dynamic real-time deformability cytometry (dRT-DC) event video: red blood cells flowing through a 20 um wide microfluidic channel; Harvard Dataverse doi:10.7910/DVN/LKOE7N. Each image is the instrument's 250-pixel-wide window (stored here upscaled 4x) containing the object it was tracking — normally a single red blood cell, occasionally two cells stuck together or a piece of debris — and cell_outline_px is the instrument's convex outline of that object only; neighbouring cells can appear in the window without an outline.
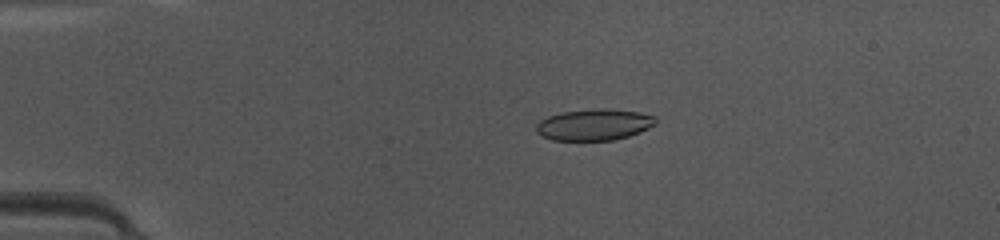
{"species": "common noctule bat (a hibernating species)", "species_latin": "Nyctalus noctula", "temperature_condition": "warm", "stored_images_in_passage": 48, "camera_frame_rate_fps": 3000, "um_per_image_px": 0.085, "animal": {"sex": "female", "body_mass_g": 10.0, "forearm_length_mm": 53.1}, "frame": {"image": 1, "passage_image": 11, "time_ms": 3.333, "image_size_px": [1000, 240], "cell_outline_px": [[656, 124], [640, 132], [628, 136], [612, 140], [552, 140], [536, 132], [536, 124], [540, 120], [548, 116], [564, 112], [596, 108], [604, 108], [640, 112], [656, 116]], "centroid_in_image_um": [50.52, 10.59], "position_along_channel_um": 34.5, "area_um2": 21.79}}
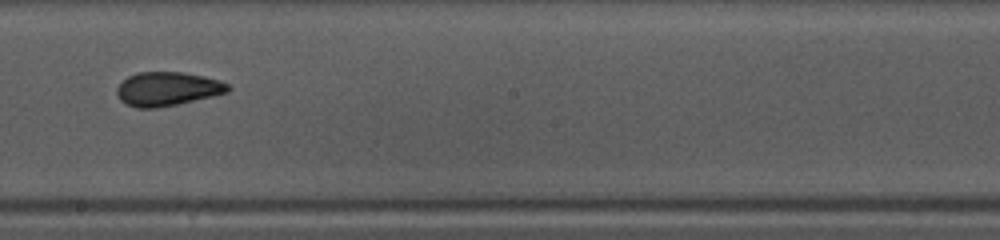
{"frame": {"image": 2, "passage_image": 28, "time_ms": 9.0, "image_size_px": [1000, 240], "cell_outline_px": [[232, 88], [228, 92], [212, 96], [176, 104], [156, 108], [136, 108], [120, 100], [116, 92], [116, 88], [128, 76], [136, 72], [184, 72], [204, 76], [220, 80], [228, 84]], "centroid_in_image_um": [14.23, 7.54], "position_along_channel_um": 234.0, "area_um2": 21.91}}
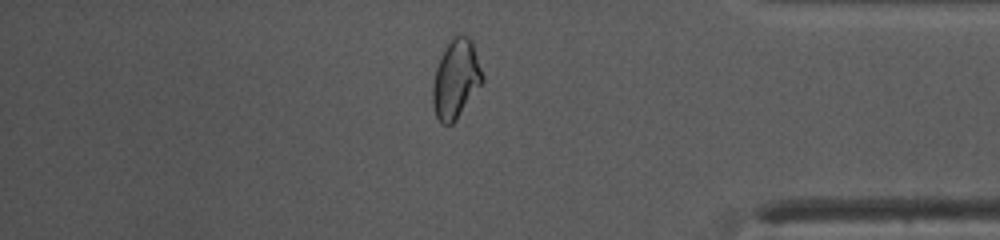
{"frame": {"image": 3, "passage_image": 41, "time_ms": 13.333, "image_size_px": [1000, 240], "cell_outline_px": [[484, 80], [456, 120], [452, 124], [440, 124], [436, 116], [432, 104], [432, 84], [436, 68], [448, 44], [456, 36], [468, 36], [472, 40], [484, 76]], "centroid_in_image_um": [38.75, 6.76], "position_along_channel_um": 396.4, "area_um2": 22.54}, "authors_computed_cell_mechanics": {"area_um2": 21.675, "velocity_mm_per_s": 4.237, "shape_relaxation_time_tau1_ms": 3.957, "shape_relaxation_time_tau2_ms": 0.8636, "deformation_change_tau1": 0.1454, "deformation_change_tau2": 0.0601}}